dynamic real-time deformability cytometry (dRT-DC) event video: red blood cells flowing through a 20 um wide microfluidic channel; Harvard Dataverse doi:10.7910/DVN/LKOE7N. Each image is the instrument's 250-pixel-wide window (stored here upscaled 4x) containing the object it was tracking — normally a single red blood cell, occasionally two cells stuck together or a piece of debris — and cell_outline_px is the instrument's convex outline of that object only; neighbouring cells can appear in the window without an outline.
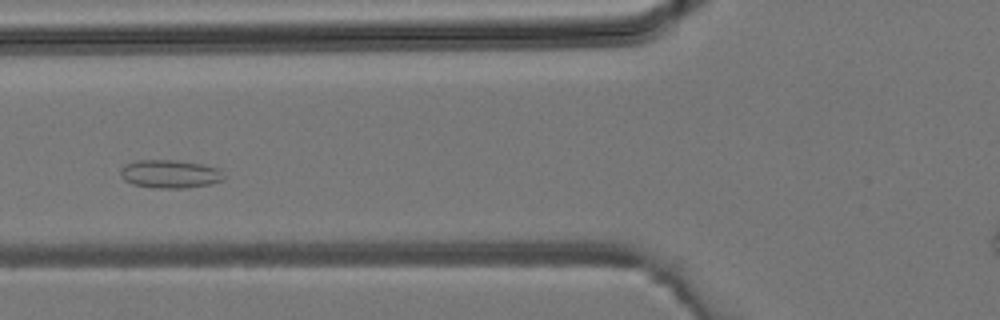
{"species": "common noctule bat (a hibernating species)", "species_latin": "Nyctalus noctula", "temperature_condition": "room temperature", "stored_images_in_passage": 3, "camera_frame_rate_fps": 3000, "um_per_image_px": 0.085, "animal": {"sex": "male", "body_mass_g": 19.2, "forearm_length_mm": 51.8}, "frame": {"image": 1, "passage_image": 3, "time_ms": 0.667, "image_size_px": [1000, 320], "cell_outline_px": [[224, 176], [220, 180], [212, 184], [188, 188], [156, 188], [132, 184], [124, 180], [120, 176], [120, 168], [124, 164], [136, 160], [176, 160], [200, 164], [220, 168]], "centroid_in_image_um": [14.41, 14.79], "position_along_channel_um": 111.4, "area_um2": 17.17}}